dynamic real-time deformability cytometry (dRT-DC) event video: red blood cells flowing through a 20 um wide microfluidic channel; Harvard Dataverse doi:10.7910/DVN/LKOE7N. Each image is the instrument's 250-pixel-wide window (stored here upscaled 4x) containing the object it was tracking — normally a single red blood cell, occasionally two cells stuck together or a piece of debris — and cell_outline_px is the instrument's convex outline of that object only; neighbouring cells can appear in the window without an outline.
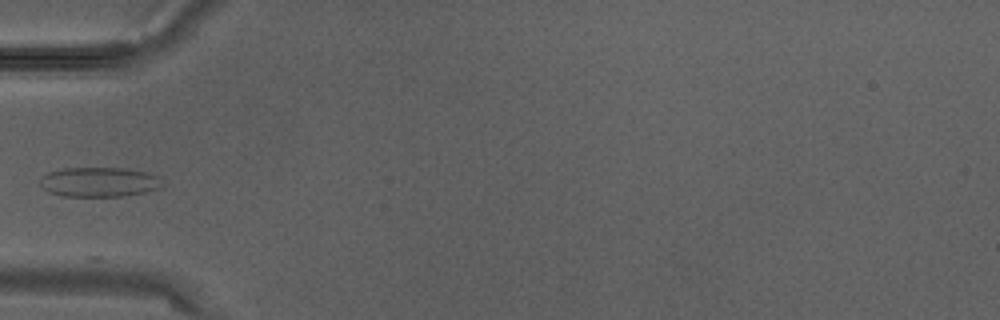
{"species": "Egyptian fruit bat (a non-hibernating species)", "species_latin": "Rousettus aegyptiacus", "temperature_condition": "warm", "stored_images_in_passage": 2, "camera_frame_rate_fps": 3000, "um_per_image_px": 0.085, "animal": {"sex": "male"}, "frame": {"image": 1, "passage_image": 2, "time_ms": 0.333, "image_size_px": [1000, 320], "cell_outline_px": [[164, 184], [160, 188], [144, 192], [124, 196], [64, 196], [48, 192], [40, 184], [40, 176], [48, 172], [64, 168], [124, 168], [144, 172], [160, 176]], "centroid_in_image_um": [8.43, 15.47], "position_along_channel_um": 76.6, "area_um2": 21.21}}